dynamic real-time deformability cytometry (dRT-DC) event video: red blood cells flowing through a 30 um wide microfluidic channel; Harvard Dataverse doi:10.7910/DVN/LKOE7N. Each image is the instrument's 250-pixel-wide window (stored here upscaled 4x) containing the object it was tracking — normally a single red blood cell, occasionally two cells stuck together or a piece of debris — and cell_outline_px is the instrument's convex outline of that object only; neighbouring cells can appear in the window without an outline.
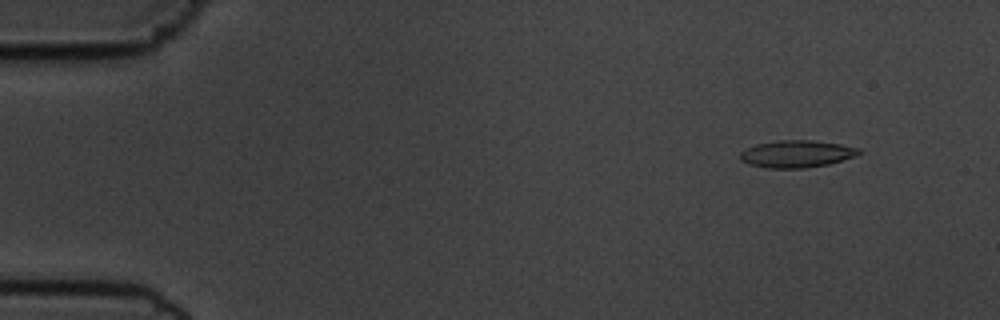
{"species": "common noctule bat (a hibernating species)", "species_latin": "Nyctalus noctula", "temperature_condition": "cold", "stored_images_in_passage": 56, "camera_frame_rate_fps": 3000, "um_per_image_px": 0.085, "animal": {"sex": "male", "body_mass_g": 19.5, "forearm_length_mm": 54.6}, "frame": {"image": 1, "passage_image": 6, "time_ms": 1.667, "image_size_px": [1000, 320], "cell_outline_px": [[864, 152], [856, 156], [828, 164], [804, 168], [764, 168], [748, 164], [740, 160], [740, 152], [756, 144], [776, 140], [812, 140], [840, 144], [860, 148]], "centroid_in_image_um": [67.72, 13.08], "position_along_channel_um": 17.3, "area_um2": 18.96}}
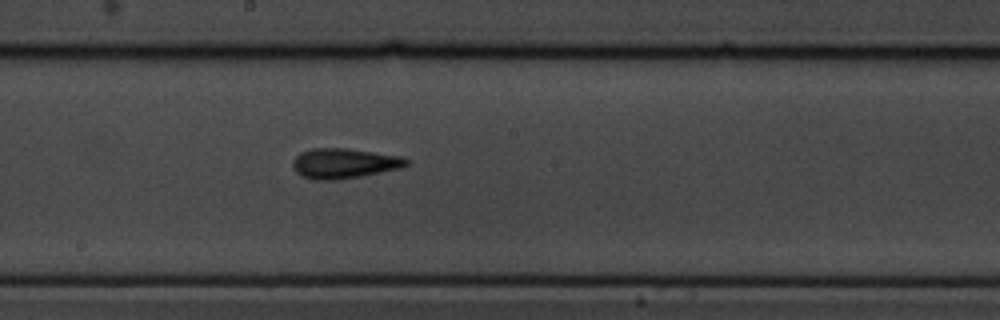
{"frame": {"image": 2, "passage_image": 31, "time_ms": 10.0, "image_size_px": [1000, 320], "cell_outline_px": [[408, 164], [400, 168], [360, 176], [336, 180], [312, 180], [296, 172], [292, 164], [292, 160], [300, 152], [312, 148], [348, 148], [400, 156], [408, 160]], "centroid_in_image_um": [29.21, 13.88], "position_along_channel_um": 219.0, "area_um2": 19.83}}
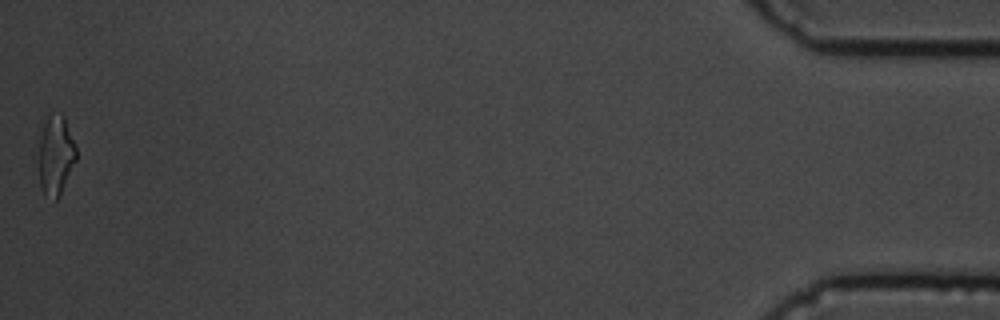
{"frame": {"image": 3, "passage_image": 56, "time_ms": 18.333, "image_size_px": [1000, 320], "cell_outline_px": [[76, 160], [60, 196], [56, 200], [44, 196], [40, 184], [40, 140], [44, 124], [48, 116], [52, 112], [60, 112], [64, 116], [76, 148]], "centroid_in_image_um": [4.75, 13.21], "position_along_channel_um": 430.4, "area_um2": 17.17}, "authors_computed_cell_mechanics": {"area_um2": 18.1203, "velocity_mm_per_s": 3.6431, "shape_relaxation_time_tau1_ms": 4.3223, "shape_relaxation_time_tau2_ms": 5.1222, "deformation_change_tau1": 0.1552, "deformation_change_tau2": 0.158}}